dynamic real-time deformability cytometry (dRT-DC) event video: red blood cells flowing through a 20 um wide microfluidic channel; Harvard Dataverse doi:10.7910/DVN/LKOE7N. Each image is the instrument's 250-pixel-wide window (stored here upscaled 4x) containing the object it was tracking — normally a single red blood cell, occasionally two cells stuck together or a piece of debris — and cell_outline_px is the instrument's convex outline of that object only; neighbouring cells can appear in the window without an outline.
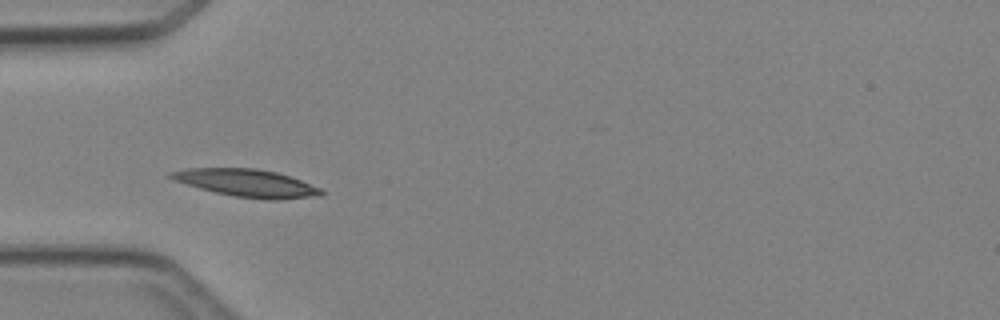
{"species": "Egyptian fruit bat (a non-hibernating species)", "species_latin": "Rousettus aegyptiacus", "temperature_condition": "cold", "stored_images_in_passage": 3, "camera_frame_rate_fps": 3000, "um_per_image_px": 0.085, "animal": {"sex": "female"}, "frame": {"image": 1, "passage_image": 3, "time_ms": 2.333, "image_size_px": [1000, 320], "cell_outline_px": [[324, 196], [280, 200], [268, 200], [232, 196], [200, 188], [172, 180], [168, 176], [168, 172], [188, 168], [256, 168], [276, 172], [300, 180], [320, 188], [324, 192]], "centroid_in_image_um": [20.99, 15.57], "position_along_channel_um": 64.0, "area_um2": 24.28}}